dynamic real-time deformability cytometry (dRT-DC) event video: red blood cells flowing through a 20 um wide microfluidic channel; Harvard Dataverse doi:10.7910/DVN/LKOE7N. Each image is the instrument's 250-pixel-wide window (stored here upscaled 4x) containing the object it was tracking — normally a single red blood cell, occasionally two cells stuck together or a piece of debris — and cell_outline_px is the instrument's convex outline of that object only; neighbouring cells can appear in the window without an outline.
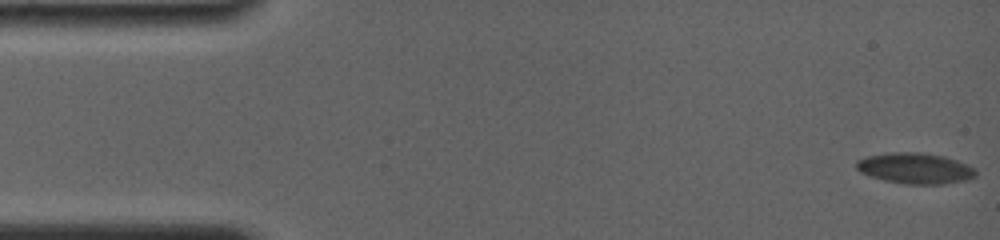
{"species": "common noctule bat (a hibernating species)", "species_latin": "Nyctalus noctula", "temperature_condition": "room temperature", "stored_images_in_passage": 36, "camera_frame_rate_fps": 4000, "um_per_image_px": 0.085, "animal": {"sex": "female", "body_mass_g": 19.0, "forearm_length_mm": 56.7}, "frame": {"image": 1, "passage_image": 1, "time_ms": 0.0, "image_size_px": [1000, 240], "cell_outline_px": [[976, 176], [968, 180], [944, 184], [904, 184], [884, 180], [868, 176], [860, 172], [856, 168], [856, 160], [868, 156], [892, 152], [920, 152], [944, 156], [968, 164], [976, 168]], "centroid_in_image_um": [77.81, 14.31], "position_along_channel_um": 7.2, "area_um2": 21.68}}
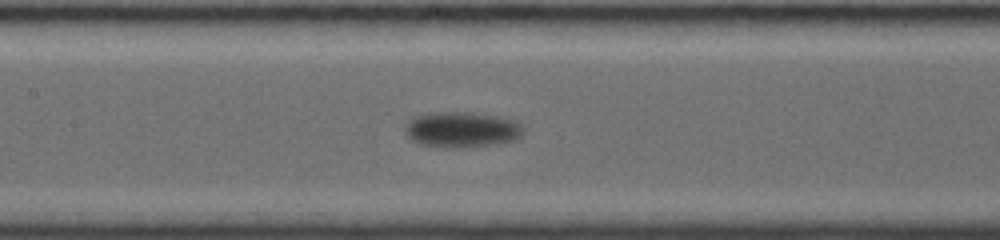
{"frame": {"image": 2, "passage_image": 22, "time_ms": 8.25, "image_size_px": [1000, 240], "cell_outline_px": [[524, 132], [520, 136], [512, 140], [496, 144], [460, 148], [444, 148], [420, 144], [412, 140], [404, 132], [404, 124], [408, 120], [416, 116], [432, 112], [464, 112], [496, 116], [516, 120], [520, 124]], "centroid_in_image_um": [39.2, 11.02], "position_along_channel_um": 168.2, "area_um2": 24.68}}
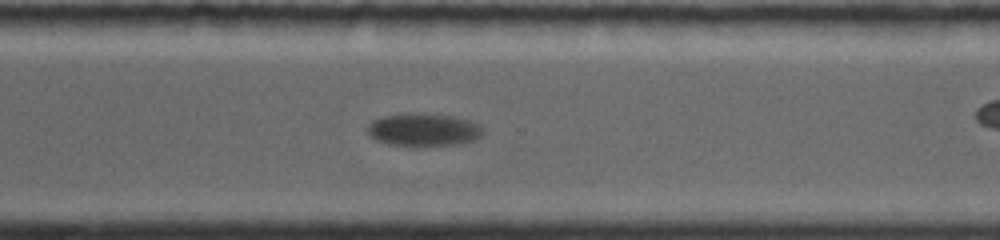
{"frame": {"image": 3, "passage_image": 33, "time_ms": 13.0, "image_size_px": [1000, 240], "cell_outline_px": [[484, 132], [480, 136], [472, 140], [460, 144], [388, 144], [376, 140], [368, 136], [368, 124], [372, 120], [384, 116], [452, 116], [472, 120], [480, 124], [484, 128]], "centroid_in_image_um": [36.04, 11.05], "position_along_channel_um": 334.6, "area_um2": 20.87}}